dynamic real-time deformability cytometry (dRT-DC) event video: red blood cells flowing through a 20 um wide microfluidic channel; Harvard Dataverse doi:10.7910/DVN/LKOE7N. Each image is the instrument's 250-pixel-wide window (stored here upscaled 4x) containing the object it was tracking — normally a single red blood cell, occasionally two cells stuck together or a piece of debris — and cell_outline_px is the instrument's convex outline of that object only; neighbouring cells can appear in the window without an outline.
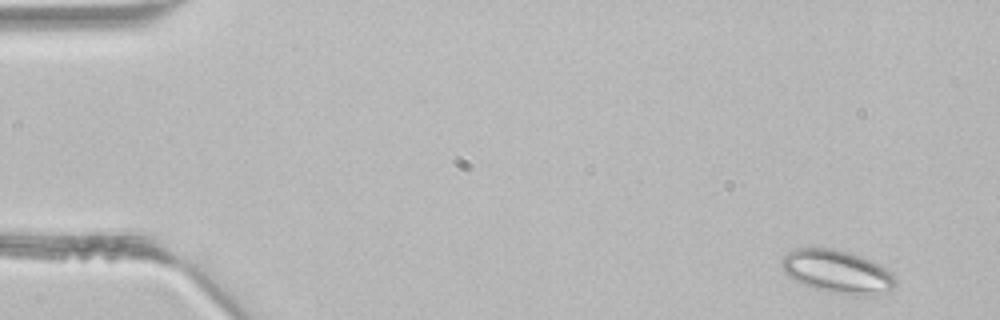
{"species": "common noctule bat (a hibernating species)", "species_latin": "Nyctalus noctula", "temperature_condition": "room temperature", "stored_images_in_passage": 4, "camera_frame_rate_fps": 3000, "um_per_image_px": 0.085, "animal": {"sex": "male", "body_mass_g": 21.5, "forearm_length_mm": 52.0}, "frame": {"image": 1, "passage_image": 1, "time_ms": 0.0, "image_size_px": [1000, 320], "cell_outline_px": [[896, 284], [892, 292], [872, 296], [852, 296], [828, 292], [812, 288], [788, 276], [780, 268], [780, 260], [788, 252], [796, 248], [832, 248], [848, 252], [872, 260], [880, 264], [892, 272], [896, 280]], "centroid_in_image_um": [71.22, 23.12], "position_along_channel_um": 13.8, "area_um2": 29.3}}